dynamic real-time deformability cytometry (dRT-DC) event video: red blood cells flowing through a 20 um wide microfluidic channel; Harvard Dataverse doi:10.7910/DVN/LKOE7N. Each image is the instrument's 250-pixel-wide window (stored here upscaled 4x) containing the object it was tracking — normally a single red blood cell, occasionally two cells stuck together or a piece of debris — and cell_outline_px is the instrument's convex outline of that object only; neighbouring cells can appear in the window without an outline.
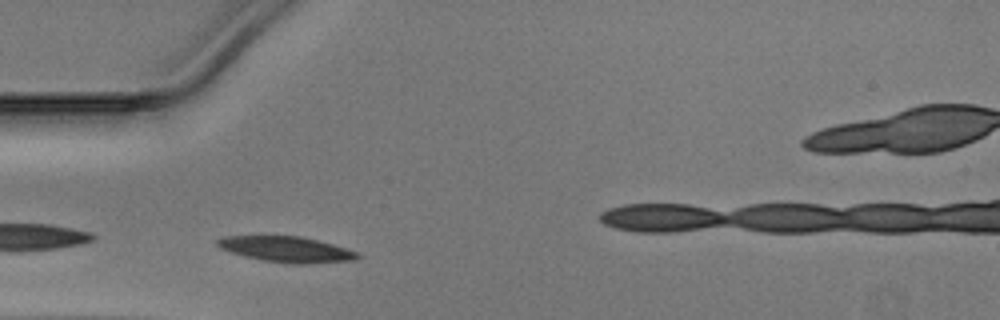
{"species": "Egyptian fruit bat (a non-hibernating species)", "species_latin": "Rousettus aegyptiacus", "temperature_condition": "warm", "stored_images_in_passage": 26, "camera_frame_rate_fps": 3000, "um_per_image_px": 0.085, "animal": {"sex": "male"}, "frame": {"image": 1, "passage_image": 1, "time_ms": 0.0, "image_size_px": [1000, 320], "cell_outline_px": [[360, 256], [356, 260], [308, 264], [292, 264], [260, 260], [244, 256], [220, 248], [216, 244], [216, 240], [224, 236], [300, 236], [332, 244], [360, 252]], "centroid_in_image_um": [24.37, 21.2], "position_along_channel_um": 60.6, "area_um2": 21.04}}
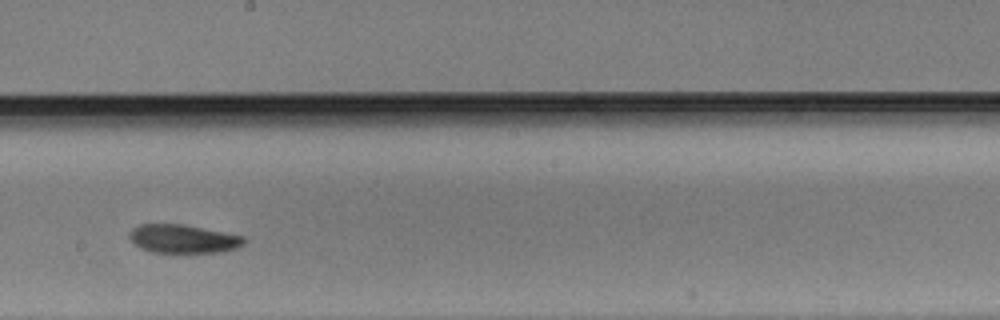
{"frame": {"image": 2, "passage_image": 14, "time_ms": 4.333, "image_size_px": [1000, 320], "cell_outline_px": [[248, 240], [244, 244], [236, 248], [220, 252], [176, 256], [152, 252], [136, 244], [128, 236], [128, 232], [132, 228], [140, 224], [184, 224], [244, 236]], "centroid_in_image_um": [15.6, 20.35], "position_along_channel_um": 232.6, "area_um2": 19.94}}
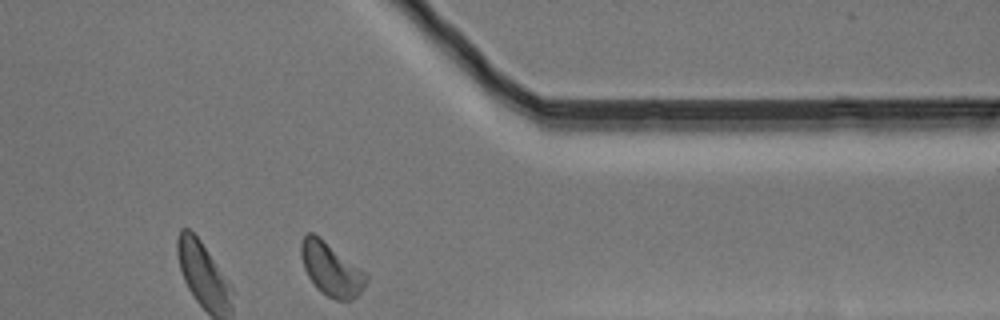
{"frame": {"image": 3, "passage_image": 26, "time_ms": 8.333, "image_size_px": [1000, 320], "cell_outline_px": [[368, 280], [360, 292], [352, 300], [336, 300], [328, 296], [316, 288], [308, 276], [304, 268], [300, 256], [300, 244], [304, 236], [308, 232], [312, 232], [368, 276]], "centroid_in_image_um": [28.1, 22.91], "position_along_channel_um": 383.3, "area_um2": 19.42}}